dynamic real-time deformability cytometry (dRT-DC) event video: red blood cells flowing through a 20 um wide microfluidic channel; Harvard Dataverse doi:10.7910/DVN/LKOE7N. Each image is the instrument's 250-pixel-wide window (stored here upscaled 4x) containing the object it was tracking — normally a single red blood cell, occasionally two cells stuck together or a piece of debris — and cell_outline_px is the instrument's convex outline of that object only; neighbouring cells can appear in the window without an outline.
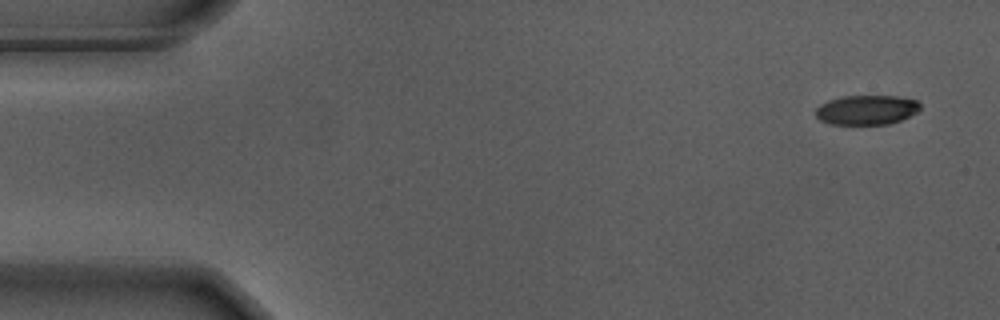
{"species": "Egyptian fruit bat (a non-hibernating species)", "species_latin": "Rousettus aegyptiacus", "temperature_condition": "warm", "stored_images_in_passage": 44, "camera_frame_rate_fps": 3000, "um_per_image_px": 0.085, "animal": {"sex": "male"}, "frame": {"image": 1, "passage_image": 1, "time_ms": 0.0, "image_size_px": [1000, 320], "cell_outline_px": [[920, 108], [916, 112], [900, 120], [888, 124], [828, 124], [820, 120], [816, 116], [816, 108], [820, 104], [828, 100], [840, 96], [896, 96], [916, 100], [920, 104]], "centroid_in_image_um": [73.62, 9.33], "position_along_channel_um": 11.4, "area_um2": 17.98}}
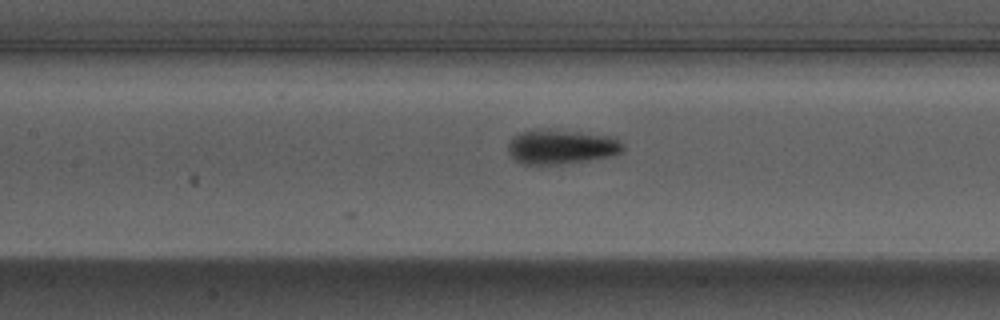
{"frame": {"image": 2, "passage_image": 23, "time_ms": 7.333, "image_size_px": [1000, 320], "cell_outline_px": [[624, 148], [620, 152], [608, 156], [588, 160], [540, 168], [524, 164], [516, 160], [508, 152], [508, 140], [512, 136], [520, 132], [536, 128], [616, 136], [624, 144]], "centroid_in_image_um": [47.65, 12.5], "position_along_channel_um": 159.8, "area_um2": 23.81}}
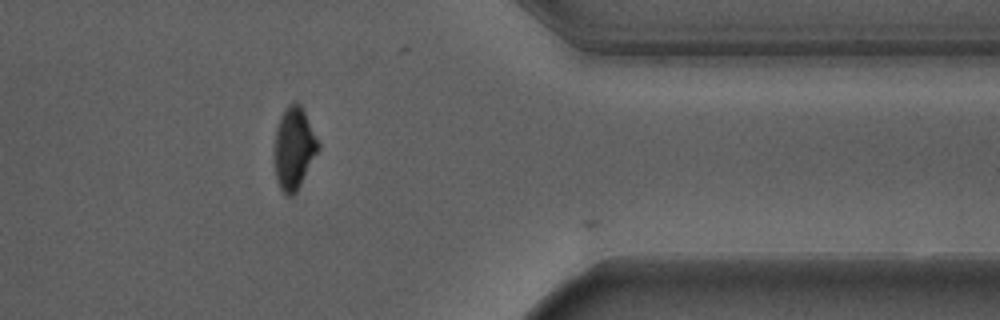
{"frame": {"image": 3, "passage_image": 43, "time_ms": 14.0, "image_size_px": [1000, 320], "cell_outline_px": [[320, 148], [296, 192], [292, 196], [288, 196], [280, 188], [276, 176], [276, 128], [280, 116], [284, 108], [288, 104], [296, 100], [300, 104], [320, 144]], "centroid_in_image_um": [25.01, 12.56], "position_along_channel_um": 386.4, "area_um2": 20.52}, "authors_computed_cell_mechanics": {"area_um2": 21.4149, "velocity_mm_per_s": 3.6989, "shape_relaxation_time_tau1_ms": 3.1803, "shape_relaxation_time_tau2_ms": 1.7639, "deformation_change_tau1": 0.17, "deformation_change_tau2": 0.0626}}